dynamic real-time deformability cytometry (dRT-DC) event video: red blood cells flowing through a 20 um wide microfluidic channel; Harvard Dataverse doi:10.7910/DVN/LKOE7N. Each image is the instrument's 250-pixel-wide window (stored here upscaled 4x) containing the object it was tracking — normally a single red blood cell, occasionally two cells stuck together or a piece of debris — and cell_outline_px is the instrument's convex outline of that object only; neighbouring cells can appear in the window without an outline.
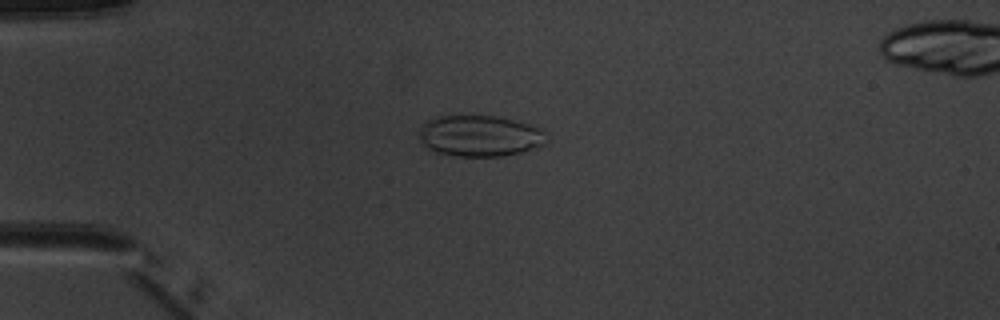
{"species": "common noctule bat (a hibernating species)", "species_latin": "Nyctalus noctula", "temperature_condition": "warm", "stored_images_in_passage": 6, "camera_frame_rate_fps": 3000, "um_per_image_px": 0.085, "animal": {"sex": "male", "body_mass_g": 20.1, "forearm_length_mm": 53.5}, "frame": {"image": 1, "passage_image": 3, "time_ms": 3.333, "image_size_px": [1000, 320], "cell_outline_px": [[548, 144], [536, 148], [520, 152], [500, 156], [460, 156], [436, 152], [420, 144], [420, 128], [424, 120], [436, 116], [472, 112], [500, 116], [532, 124], [544, 128]], "centroid_in_image_um": [40.79, 11.48], "position_along_channel_um": 44.2, "area_um2": 32.02}}
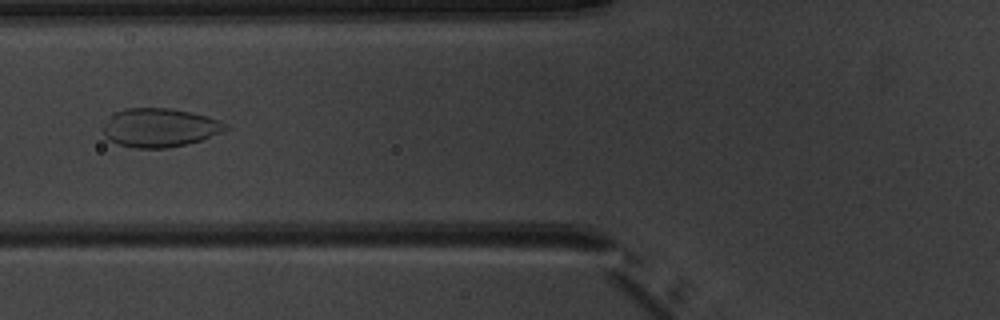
{"frame": {"image": 2, "passage_image": 5, "time_ms": 5.667, "image_size_px": [1000, 320], "cell_outline_px": [[228, 128], [220, 132], [200, 140], [168, 148], [136, 148], [116, 144], [108, 140], [104, 136], [104, 124], [116, 112], [124, 108], [168, 108], [188, 112], [220, 120], [228, 124]], "centroid_in_image_um": [13.54, 10.86], "position_along_channel_um": 112.3, "area_um2": 27.28}}